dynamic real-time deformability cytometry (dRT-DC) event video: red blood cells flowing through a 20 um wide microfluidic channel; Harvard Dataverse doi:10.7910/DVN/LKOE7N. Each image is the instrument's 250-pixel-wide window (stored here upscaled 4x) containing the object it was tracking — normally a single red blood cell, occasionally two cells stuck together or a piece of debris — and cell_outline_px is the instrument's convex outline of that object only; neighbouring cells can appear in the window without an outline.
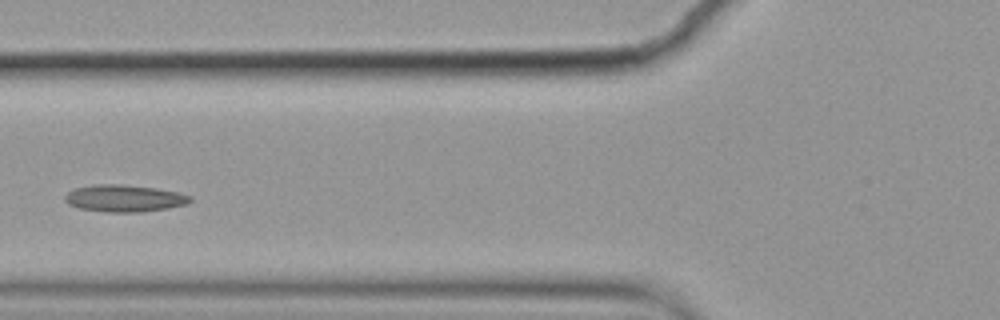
{"species": "common noctule bat (a hibernating species)", "species_latin": "Nyctalus noctula", "temperature_condition": "cold", "stored_images_in_passage": 5, "camera_frame_rate_fps": 3000, "um_per_image_px": 0.085, "animal": {"sex": "female", "body_mass_g": 19.9}, "frame": {"image": 1, "passage_image": 5, "time_ms": 1.333, "image_size_px": [1000, 320], "cell_outline_px": [[192, 200], [188, 204], [168, 208], [140, 212], [104, 212], [80, 208], [68, 204], [64, 200], [64, 196], [68, 192], [76, 188], [92, 184], [120, 184], [156, 188], [176, 192], [192, 196]], "centroid_in_image_um": [10.56, 16.86], "position_along_channel_um": 115.2, "area_um2": 19.77}}